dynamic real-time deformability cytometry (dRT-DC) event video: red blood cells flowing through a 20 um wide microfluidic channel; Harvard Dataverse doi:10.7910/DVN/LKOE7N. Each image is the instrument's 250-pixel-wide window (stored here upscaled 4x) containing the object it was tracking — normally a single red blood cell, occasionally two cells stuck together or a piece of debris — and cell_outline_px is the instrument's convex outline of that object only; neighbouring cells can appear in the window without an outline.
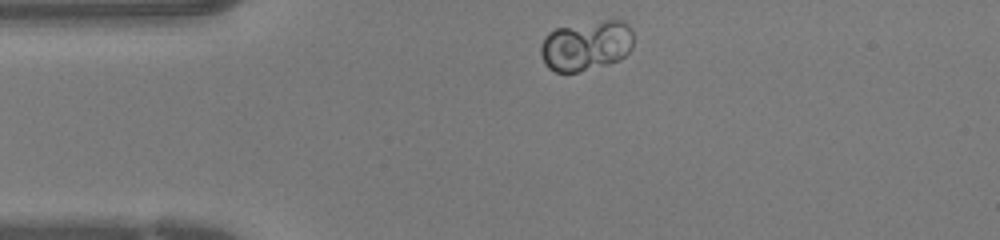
{"species": "human", "species_latin": "Homo sapiens", "temperature_condition": "warm", "stored_images_in_passage": 37, "camera_frame_rate_fps": 3000, "um_per_image_px": 0.085, "donor": {"sex": "female"}, "frame": {"image": 1, "passage_image": 1, "time_ms": 0.0, "image_size_px": [1000, 240], "cell_outline_px": [[632, 48], [620, 60], [608, 64], [576, 72], [556, 72], [548, 68], [544, 64], [540, 52], [540, 44], [544, 36], [548, 32], [556, 28], [604, 20], [620, 20], [628, 24], [632, 32]], "centroid_in_image_um": [49.8, 3.88], "position_along_channel_um": 35.2, "area_um2": 27.22}}
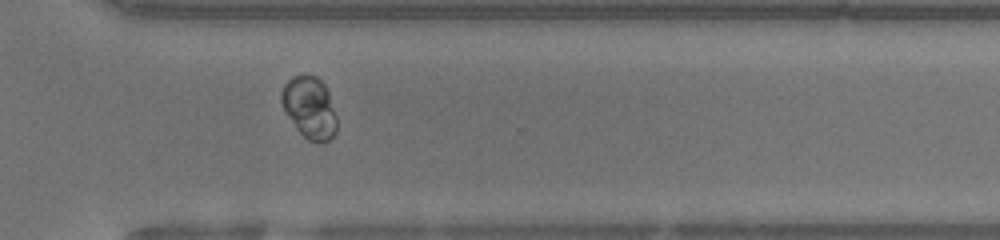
{"frame": {"image": 2, "passage_image": 24, "time_ms": 7.667, "image_size_px": [1000, 240], "cell_outline_px": [[336, 132], [324, 144], [308, 140], [296, 128], [284, 108], [280, 100], [280, 92], [284, 84], [292, 76], [316, 76], [324, 84], [328, 92], [336, 116]], "centroid_in_image_um": [26.31, 9.16], "position_along_channel_um": 344.3, "area_um2": 19.71}}
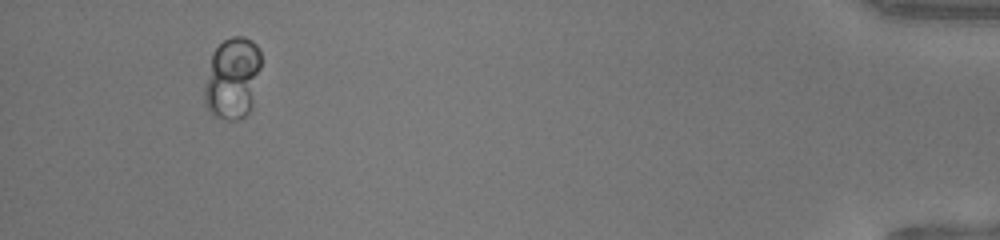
{"frame": {"image": 3, "passage_image": 34, "time_ms": 11.0, "image_size_px": [1000, 240], "cell_outline_px": [[260, 68], [252, 104], [248, 112], [244, 116], [236, 120], [228, 120], [216, 116], [208, 112], [204, 100], [204, 88], [212, 52], [224, 40], [232, 36], [244, 36], [252, 40], [256, 44], [260, 52]], "centroid_in_image_um": [19.75, 6.64], "position_along_channel_um": 415.5, "area_um2": 26.88}}